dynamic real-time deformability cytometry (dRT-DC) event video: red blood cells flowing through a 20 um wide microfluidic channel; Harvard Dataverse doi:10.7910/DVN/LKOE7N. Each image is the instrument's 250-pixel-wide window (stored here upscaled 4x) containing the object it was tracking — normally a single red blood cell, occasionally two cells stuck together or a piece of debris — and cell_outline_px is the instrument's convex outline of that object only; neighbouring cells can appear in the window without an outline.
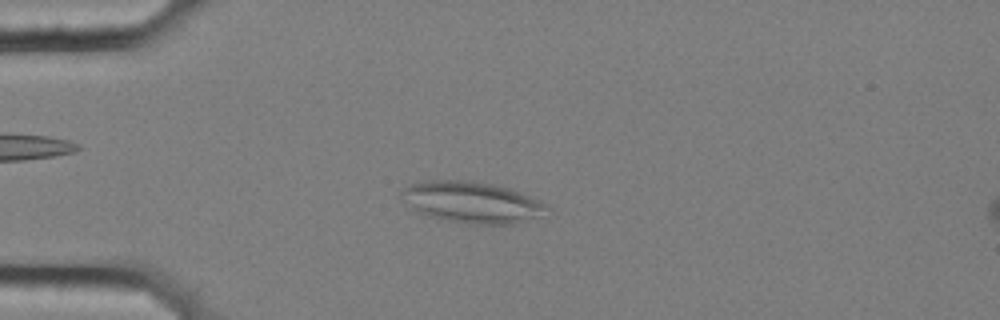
{"species": "common noctule bat (a hibernating species)", "species_latin": "Nyctalus noctula", "temperature_condition": "cold", "stored_images_in_passage": 44, "camera_frame_rate_fps": 3000, "um_per_image_px": 0.085, "animal": {"sex": "female", "body_mass_g": 25.1}, "frame": {"image": 1, "passage_image": 2, "time_ms": 0.333, "image_size_px": [1000, 320], "cell_outline_px": [[552, 208], [536, 216], [516, 224], [468, 224], [444, 220], [428, 216], [416, 212], [400, 196], [400, 192], [408, 184], [432, 180], [468, 180], [492, 184], [508, 188], [520, 192], [540, 200], [548, 204]], "centroid_in_image_um": [40.09, 17.19], "position_along_channel_um": 44.9, "area_um2": 35.08}}
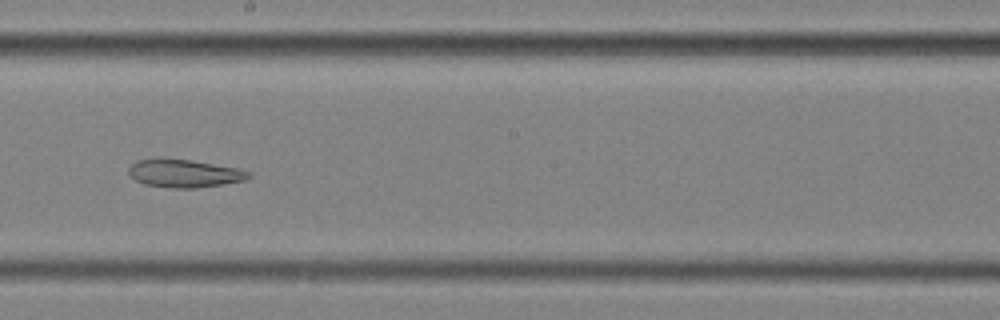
{"frame": {"image": 2, "passage_image": 20, "time_ms": 6.333, "image_size_px": [1000, 320], "cell_outline_px": [[252, 176], [244, 180], [224, 184], [196, 188], [172, 188], [144, 184], [128, 176], [128, 168], [132, 164], [140, 160], [188, 160], [236, 168], [252, 172]], "centroid_in_image_um": [15.68, 14.77], "position_along_channel_um": 232.5, "area_um2": 19.07}}
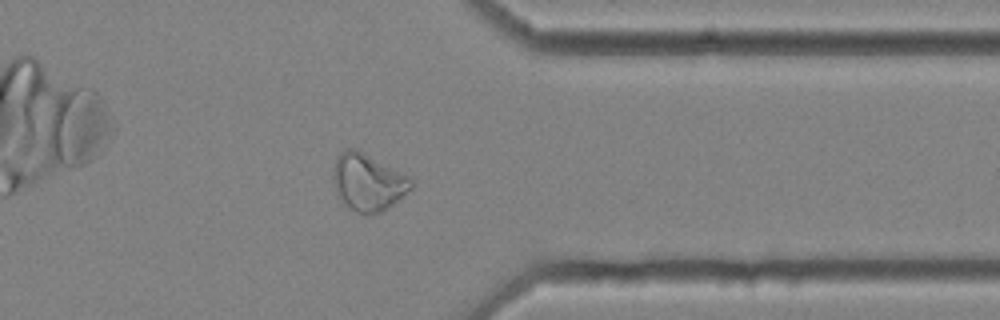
{"frame": {"image": 3, "passage_image": 33, "time_ms": 10.667, "image_size_px": [1000, 320], "cell_outline_px": [[416, 184], [412, 188], [392, 204], [380, 212], [356, 212], [348, 208], [336, 196], [332, 180], [332, 168], [336, 156], [340, 152], [348, 148], [356, 148], [412, 176]], "centroid_in_image_um": [31.26, 15.44], "position_along_channel_um": 380.1, "area_um2": 26.47}}